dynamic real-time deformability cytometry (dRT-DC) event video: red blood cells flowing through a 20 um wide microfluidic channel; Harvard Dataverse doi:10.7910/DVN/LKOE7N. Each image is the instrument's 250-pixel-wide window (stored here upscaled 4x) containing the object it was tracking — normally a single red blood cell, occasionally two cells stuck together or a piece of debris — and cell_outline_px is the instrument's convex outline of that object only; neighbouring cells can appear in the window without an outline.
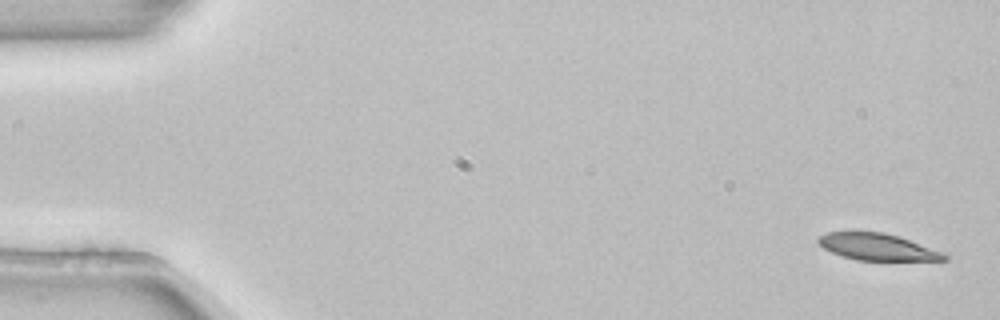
{"species": "common noctule bat (a hibernating species)", "species_latin": "Nyctalus noctula", "temperature_condition": "room temperature", "stored_images_in_passage": 4, "camera_frame_rate_fps": 3000, "um_per_image_px": 0.085, "animal": {"sex": "female", "body_mass_g": 22.7, "forearm_length_mm": 54.2}, "frame": {"image": 1, "passage_image": 1, "time_ms": 0.0, "image_size_px": [1000, 320], "cell_outline_px": [[948, 260], [856, 260], [832, 252], [824, 248], [816, 240], [820, 236], [828, 232], [884, 232], [900, 236], [944, 252], [948, 256]], "centroid_in_image_um": [74.63, 20.98], "position_along_channel_um": 10.4, "area_um2": 19.54}}
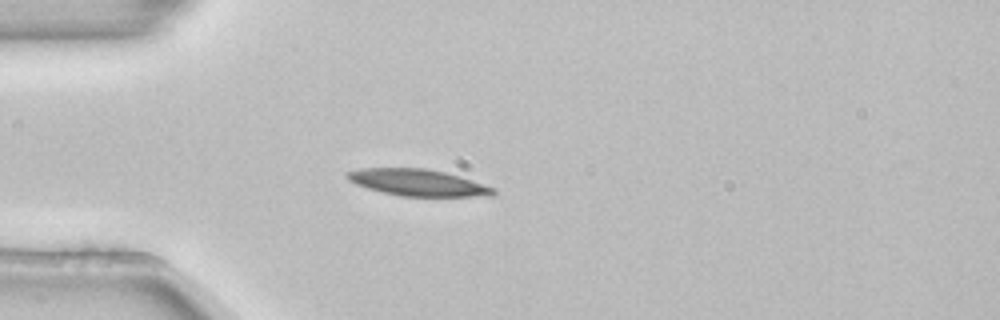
{"frame": {"image": 2, "passage_image": 4, "time_ms": 1.0, "image_size_px": [1000, 320], "cell_outline_px": [[496, 192], [492, 196], [400, 196], [368, 188], [356, 184], [348, 180], [344, 176], [348, 172], [360, 168], [424, 168], [444, 172], [496, 188]], "centroid_in_image_um": [35.5, 15.52], "position_along_channel_um": 49.5, "area_um2": 22.43}}